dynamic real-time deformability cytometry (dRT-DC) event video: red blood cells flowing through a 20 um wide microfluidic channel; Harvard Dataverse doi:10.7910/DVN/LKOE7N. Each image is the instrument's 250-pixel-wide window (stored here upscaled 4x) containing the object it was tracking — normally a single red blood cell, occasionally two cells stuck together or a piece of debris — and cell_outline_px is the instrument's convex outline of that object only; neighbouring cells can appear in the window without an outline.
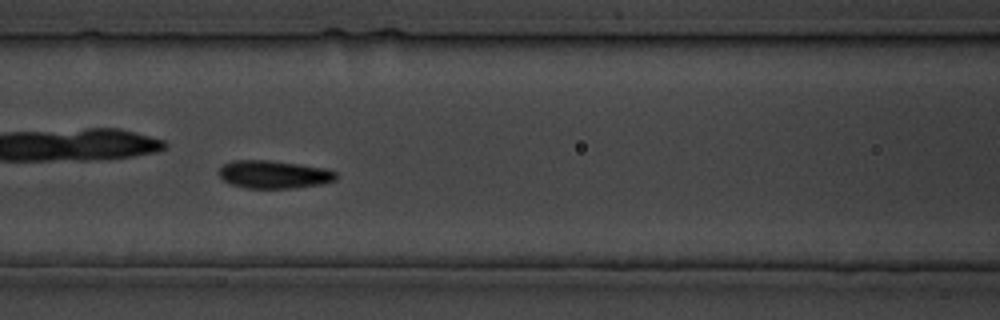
{"species": "common noctule bat (a hibernating species)", "species_latin": "Nyctalus noctula", "temperature_condition": "cold", "stored_images_in_passage": 15, "camera_frame_rate_fps": 3000, "um_per_image_px": 0.085, "animal": {"sex": "male", "body_mass_g": 19.5, "forearm_length_mm": 54.6}, "frame": {"image": 1, "passage_image": 7, "time_ms": 7.667, "image_size_px": [1000, 320], "cell_outline_px": [[336, 180], [320, 184], [296, 188], [244, 188], [228, 184], [216, 172], [224, 164], [232, 160], [268, 160], [300, 164], [324, 168], [336, 172]], "centroid_in_image_um": [23.23, 14.83], "position_along_channel_um": 143.4, "area_um2": 19.19}}